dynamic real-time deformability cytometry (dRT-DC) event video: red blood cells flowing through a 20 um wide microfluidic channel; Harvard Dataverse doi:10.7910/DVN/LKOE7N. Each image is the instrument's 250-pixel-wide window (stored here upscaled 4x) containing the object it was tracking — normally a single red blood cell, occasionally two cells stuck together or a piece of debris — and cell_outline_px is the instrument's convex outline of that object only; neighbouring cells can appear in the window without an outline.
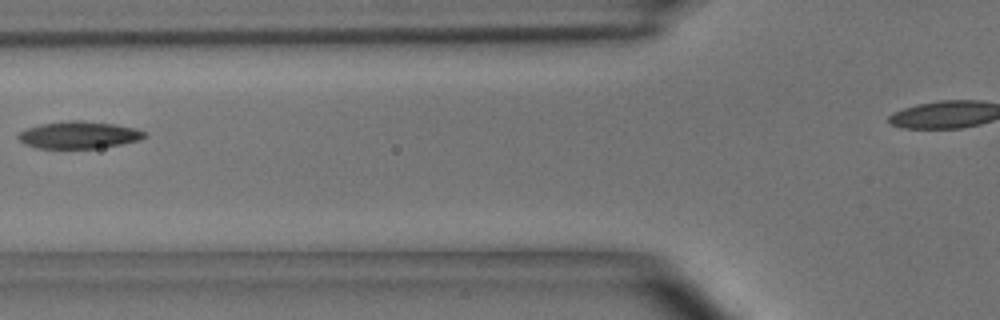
{"species": "common noctule bat (a hibernating species)", "species_latin": "Nyctalus noctula", "temperature_condition": "room temperature", "stored_images_in_passage": 6, "camera_frame_rate_fps": 3000, "um_per_image_px": 0.085, "animal": {"sex": "male", "body_mass_g": 15.6}, "frame": {"image": 1, "passage_image": 6, "time_ms": 5.667, "image_size_px": [1000, 320], "cell_outline_px": [[148, 136], [140, 140], [120, 144], [96, 148], [40, 148], [24, 144], [16, 136], [20, 132], [28, 128], [40, 124], [68, 120], [84, 120], [116, 124], [136, 128], [144, 132]], "centroid_in_image_um": [6.72, 11.46], "position_along_channel_um": 119.1, "area_um2": 20.0}}